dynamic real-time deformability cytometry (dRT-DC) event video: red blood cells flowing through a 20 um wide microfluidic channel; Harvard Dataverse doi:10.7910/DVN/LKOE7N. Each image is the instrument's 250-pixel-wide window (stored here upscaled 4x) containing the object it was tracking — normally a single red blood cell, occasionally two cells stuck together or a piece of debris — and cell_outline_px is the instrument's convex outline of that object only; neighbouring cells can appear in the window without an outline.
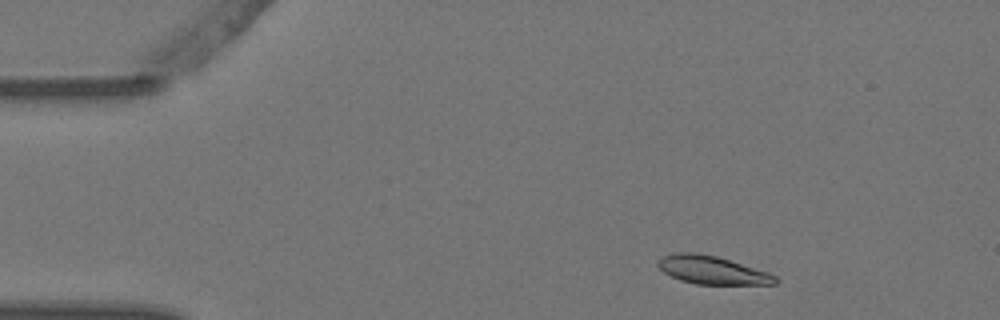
{"species": "Egyptian fruit bat (a non-hibernating species)", "species_latin": "Rousettus aegyptiacus", "temperature_condition": "warm", "stored_images_in_passage": 4, "camera_frame_rate_fps": 3000, "um_per_image_px": 0.085, "animal": {"sex": "female"}, "frame": {"image": 1, "passage_image": 1, "time_ms": 0.0, "image_size_px": [1000, 320], "cell_outline_px": [[780, 280], [776, 284], [696, 284], [680, 280], [664, 272], [656, 264], [664, 256], [676, 252], [696, 252], [716, 256], [768, 272], [776, 276]], "centroid_in_image_um": [60.55, 22.96], "position_along_channel_um": 24.5, "area_um2": 19.07}}
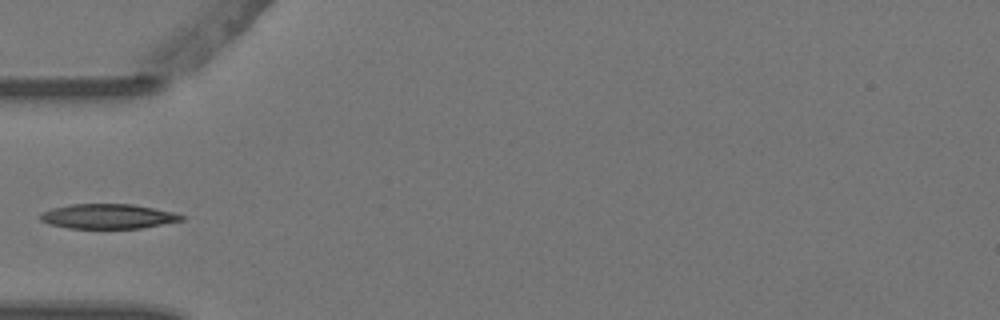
{"frame": {"image": 2, "passage_image": 4, "time_ms": 1.0, "image_size_px": [1000, 320], "cell_outline_px": [[184, 220], [140, 228], [68, 228], [48, 224], [40, 220], [40, 212], [52, 208], [72, 204], [132, 204], [172, 212], [184, 216]], "centroid_in_image_um": [9.12, 18.39], "position_along_channel_um": 75.9, "area_um2": 20.23}}